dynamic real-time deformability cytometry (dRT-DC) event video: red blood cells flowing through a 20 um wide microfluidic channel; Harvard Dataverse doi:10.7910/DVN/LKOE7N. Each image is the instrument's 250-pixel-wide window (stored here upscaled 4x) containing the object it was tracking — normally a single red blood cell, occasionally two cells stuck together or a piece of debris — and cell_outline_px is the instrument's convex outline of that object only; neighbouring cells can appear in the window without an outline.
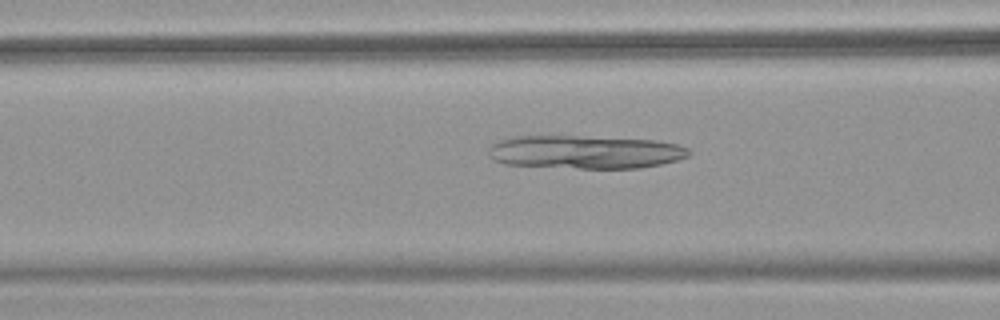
{"species": "common noctule bat (a hibernating species)", "species_latin": "Nyctalus noctula", "temperature_condition": "warm", "stored_images_in_passage": 33, "camera_frame_rate_fps": 3000, "um_per_image_px": 0.085, "animal": {"sex": "female", "body_mass_g": 18.4}, "frame": {"image": 1, "passage_image": 8, "time_ms": 2.333, "image_size_px": [1000, 320], "cell_outline_px": [[692, 152], [688, 156], [676, 160], [660, 164], [640, 168], [580, 168], [504, 164], [488, 156], [488, 148], [496, 140], [512, 136], [576, 136], [656, 140], [676, 144], [688, 148]], "centroid_in_image_um": [49.7, 12.91], "position_along_channel_um": 116.9, "area_um2": 38.9}}
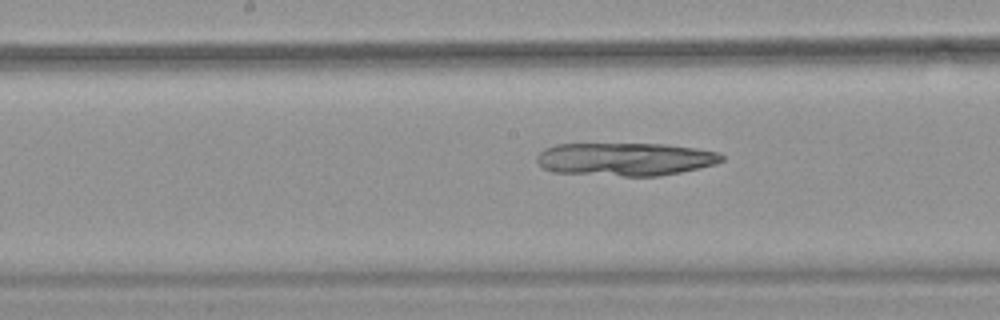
{"frame": {"image": 2, "passage_image": 14, "time_ms": 4.333, "image_size_px": [1000, 320], "cell_outline_px": [[724, 160], [716, 164], [700, 168], [660, 176], [624, 176], [552, 172], [544, 168], [536, 160], [536, 156], [544, 148], [556, 144], [664, 144], [696, 148], [716, 152], [724, 156]], "centroid_in_image_um": [53.14, 13.53], "position_along_channel_um": 195.1, "area_um2": 35.72}}
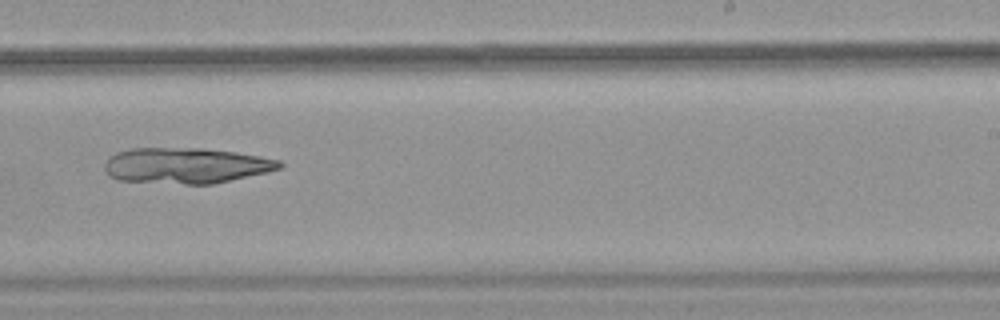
{"frame": {"image": 3, "passage_image": 20, "time_ms": 6.333, "image_size_px": [1000, 320], "cell_outline_px": [[284, 164], [280, 168], [268, 172], [212, 184], [184, 184], [116, 180], [108, 176], [104, 168], [104, 164], [116, 152], [132, 148], [200, 148], [236, 152], [260, 156], [280, 160]], "centroid_in_image_um": [15.81, 14.07], "position_along_channel_um": 273.2, "area_um2": 36.47}}